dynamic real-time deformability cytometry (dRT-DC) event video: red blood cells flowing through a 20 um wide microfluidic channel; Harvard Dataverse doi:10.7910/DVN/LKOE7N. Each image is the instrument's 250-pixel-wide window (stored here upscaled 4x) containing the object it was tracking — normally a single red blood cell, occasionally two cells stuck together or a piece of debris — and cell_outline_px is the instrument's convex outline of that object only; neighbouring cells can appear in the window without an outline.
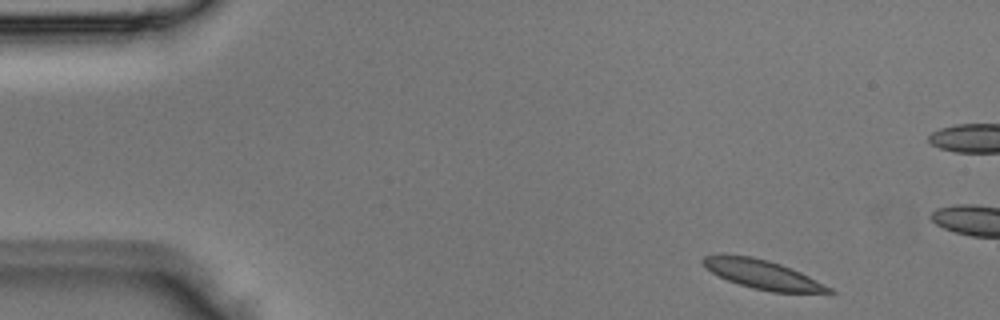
{"species": "Egyptian fruit bat (a non-hibernating species)", "species_latin": "Rousettus aegyptiacus", "temperature_condition": "room temperature", "stored_images_in_passage": 3, "camera_frame_rate_fps": 3000, "um_per_image_px": 0.085, "animal": {"sex": "male"}, "frame": {"image": 1, "passage_image": 1, "time_ms": 0.0, "image_size_px": [1000, 320], "cell_outline_px": [[836, 292], [832, 296], [772, 292], [752, 288], [728, 280], [712, 272], [700, 260], [704, 256], [724, 252], [752, 256], [768, 260], [792, 268], [832, 288]], "centroid_in_image_um": [64.94, 23.35], "position_along_channel_um": 20.1, "area_um2": 22.2}}